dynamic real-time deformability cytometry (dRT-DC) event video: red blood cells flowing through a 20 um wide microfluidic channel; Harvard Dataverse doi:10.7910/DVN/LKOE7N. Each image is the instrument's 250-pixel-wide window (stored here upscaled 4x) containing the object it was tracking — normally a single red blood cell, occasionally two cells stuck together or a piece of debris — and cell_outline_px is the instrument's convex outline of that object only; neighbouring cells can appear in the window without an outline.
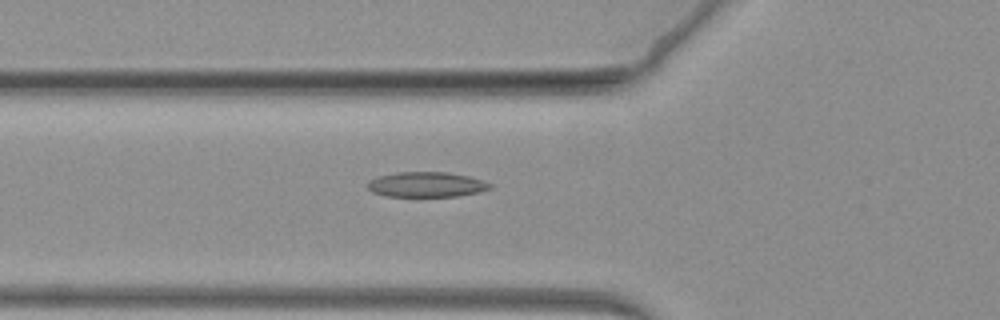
{"species": "common noctule bat (a hibernating species)", "species_latin": "Nyctalus noctula", "temperature_condition": "warm", "stored_images_in_passage": 68, "camera_frame_rate_fps": 3000, "um_per_image_px": 0.085, "animal": {"sex": "female", "body_mass_g": 19.3, "forearm_length_mm": 54.1}, "frame": {"image": 1, "passage_image": 25, "time_ms": 8.0, "image_size_px": [1000, 320], "cell_outline_px": [[492, 188], [480, 192], [456, 196], [384, 196], [372, 192], [368, 188], [368, 180], [380, 176], [396, 172], [448, 172], [468, 176], [484, 180], [492, 184]], "centroid_in_image_um": [36.27, 15.68], "position_along_channel_um": 89.5, "area_um2": 17.98}}
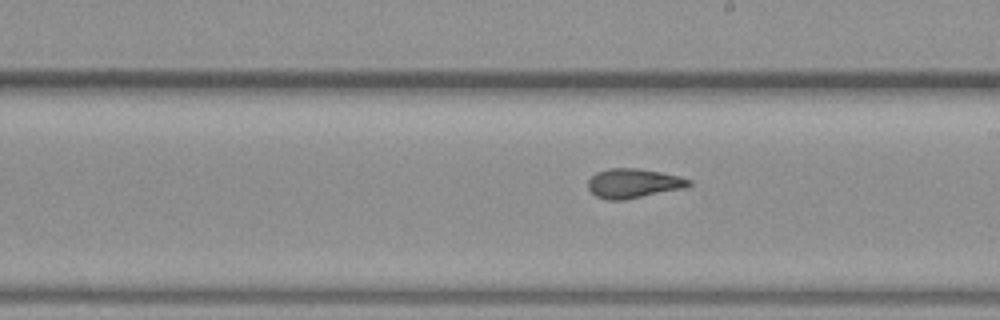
{"frame": {"image": 2, "passage_image": 39, "time_ms": 12.667, "image_size_px": [1000, 320], "cell_outline_px": [[692, 184], [684, 188], [624, 200], [608, 200], [596, 196], [588, 188], [588, 180], [596, 172], [608, 168], [636, 168], [660, 172], [680, 176], [692, 180]], "centroid_in_image_um": [53.84, 15.58], "position_along_channel_um": 235.2, "area_um2": 17.28}}
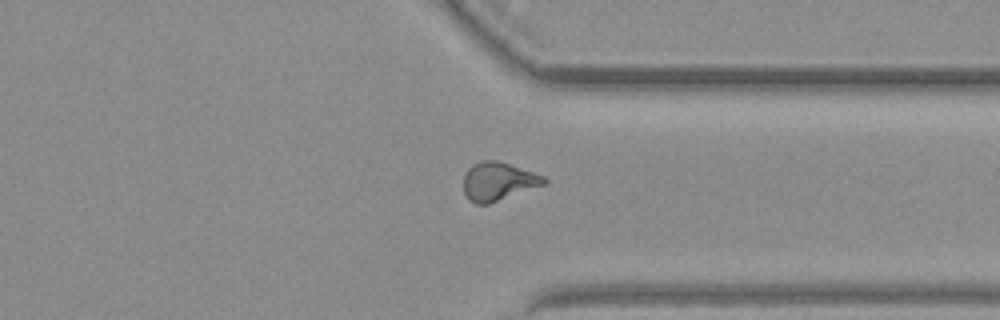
{"frame": {"image": 3, "passage_image": 52, "time_ms": 17.0, "image_size_px": [1000, 320], "cell_outline_px": [[548, 180], [544, 184], [488, 204], [476, 204], [468, 200], [464, 192], [464, 176], [468, 168], [472, 164], [480, 160], [496, 160], [544, 176]], "centroid_in_image_um": [42.3, 15.42], "position_along_channel_um": 369.1, "area_um2": 17.74}}